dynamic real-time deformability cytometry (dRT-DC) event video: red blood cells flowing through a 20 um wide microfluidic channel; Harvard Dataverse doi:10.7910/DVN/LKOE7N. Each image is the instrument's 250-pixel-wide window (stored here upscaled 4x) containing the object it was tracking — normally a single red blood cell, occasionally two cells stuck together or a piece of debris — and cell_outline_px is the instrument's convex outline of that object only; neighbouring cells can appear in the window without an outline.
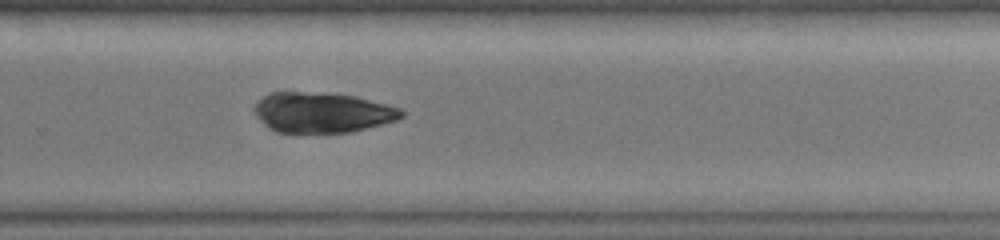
{"species": "common noctule bat (a hibernating species)", "species_latin": "Nyctalus noctula", "temperature_condition": "warm", "stored_images_in_passage": 19, "camera_frame_rate_fps": 3000, "um_per_image_px": 0.085, "animal": {"sex": "female", "body_mass_g": 19.0, "forearm_length_mm": 51.5}, "frame": {"image": 1, "passage_image": 19, "time_ms": 6.0, "image_size_px": [1000, 240], "cell_outline_px": [[404, 116], [396, 120], [352, 132], [276, 132], [268, 128], [256, 116], [256, 104], [268, 92], [304, 92], [356, 96], [388, 104], [400, 108], [404, 112]], "centroid_in_image_um": [27.41, 9.56], "position_along_channel_um": 302.4, "area_um2": 34.22}}